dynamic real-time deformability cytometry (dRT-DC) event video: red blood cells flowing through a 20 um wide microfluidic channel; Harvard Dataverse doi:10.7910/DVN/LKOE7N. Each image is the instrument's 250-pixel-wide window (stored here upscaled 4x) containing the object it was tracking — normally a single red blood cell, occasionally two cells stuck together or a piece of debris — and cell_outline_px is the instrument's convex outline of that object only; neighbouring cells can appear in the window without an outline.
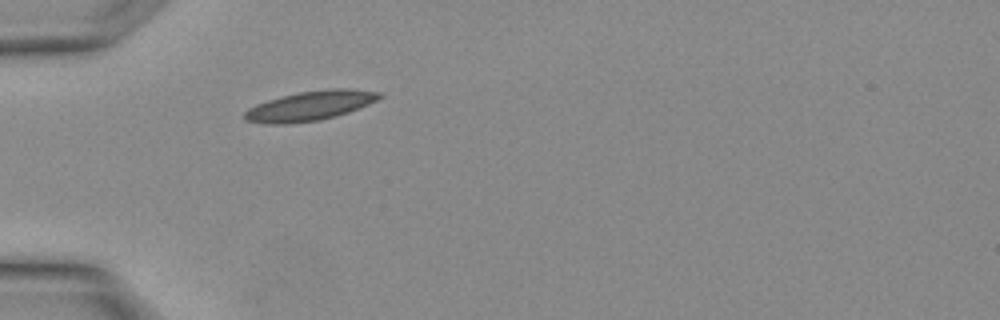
{"species": "Egyptian fruit bat (a non-hibernating species)", "species_latin": "Rousettus aegyptiacus", "temperature_condition": "warm", "stored_images_in_passage": 7, "camera_frame_rate_fps": 3000, "um_per_image_px": 0.085, "animal": {"sex": "female"}, "frame": {"image": 1, "passage_image": 1, "time_ms": 0.0, "image_size_px": [1000, 320], "cell_outline_px": [[384, 96], [368, 104], [348, 112], [336, 116], [320, 120], [288, 124], [264, 124], [244, 120], [244, 112], [248, 108], [256, 104], [280, 96], [300, 92], [328, 88], [348, 88], [384, 92]], "centroid_in_image_um": [26.36, 8.99], "position_along_channel_um": 58.6, "area_um2": 23.47}}
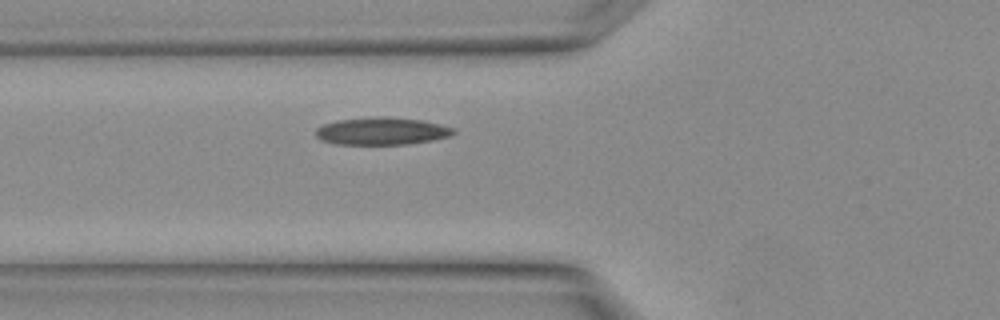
{"frame": {"image": 2, "passage_image": 3, "time_ms": 0.667, "image_size_px": [1000, 320], "cell_outline_px": [[456, 132], [448, 136], [432, 140], [408, 144], [336, 144], [320, 140], [316, 136], [316, 128], [324, 124], [336, 120], [376, 116], [420, 120], [440, 124], [452, 128]], "centroid_in_image_um": [32.4, 11.14], "position_along_channel_um": 93.4, "area_um2": 21.85}}
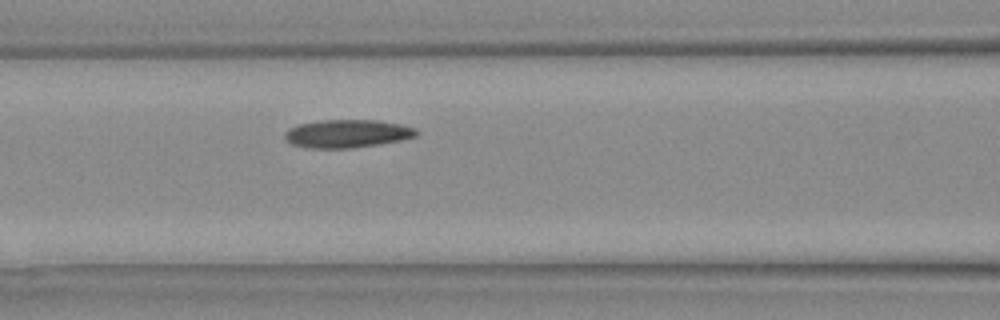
{"frame": {"image": 3, "passage_image": 5, "time_ms": 1.333, "image_size_px": [1000, 320], "cell_outline_px": [[416, 136], [400, 140], [352, 148], [308, 148], [292, 144], [284, 140], [284, 132], [288, 128], [300, 124], [320, 120], [376, 120], [400, 124], [416, 128]], "centroid_in_image_um": [29.45, 11.35], "position_along_channel_um": 137.2, "area_um2": 21.44}}